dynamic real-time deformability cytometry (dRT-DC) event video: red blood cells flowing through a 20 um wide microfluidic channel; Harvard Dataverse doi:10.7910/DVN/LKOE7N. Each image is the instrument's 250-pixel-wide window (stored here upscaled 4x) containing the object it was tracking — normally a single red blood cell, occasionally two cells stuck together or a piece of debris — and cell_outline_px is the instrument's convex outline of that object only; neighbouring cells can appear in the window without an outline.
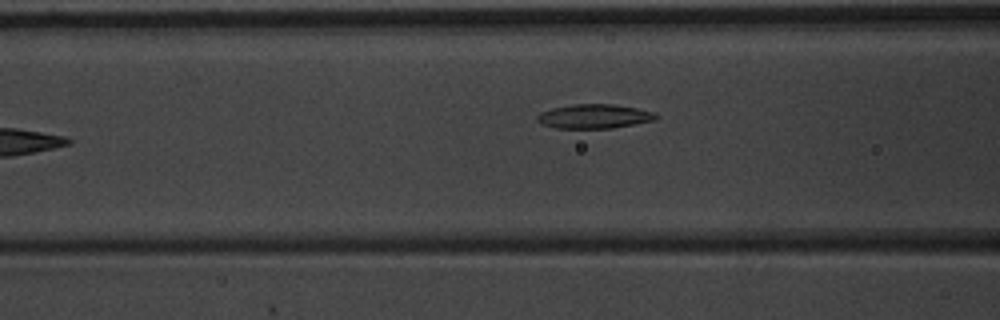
{"species": "common noctule bat (a hibernating species)", "species_latin": "Nyctalus noctula", "temperature_condition": "warm", "stored_images_in_passage": 8, "camera_frame_rate_fps": 3000, "um_per_image_px": 0.085, "animal": {"sex": "male", "body_mass_g": 20.1, "forearm_length_mm": 53.5}, "frame": {"image": 1, "passage_image": 7, "time_ms": 2.0, "image_size_px": [1000, 320], "cell_outline_px": [[660, 116], [656, 120], [612, 128], [556, 128], [544, 124], [536, 120], [536, 116], [540, 112], [552, 108], [572, 104], [616, 104], [656, 112]], "centroid_in_image_um": [50.55, 9.88], "position_along_channel_um": 116.1, "area_um2": 16.88}}
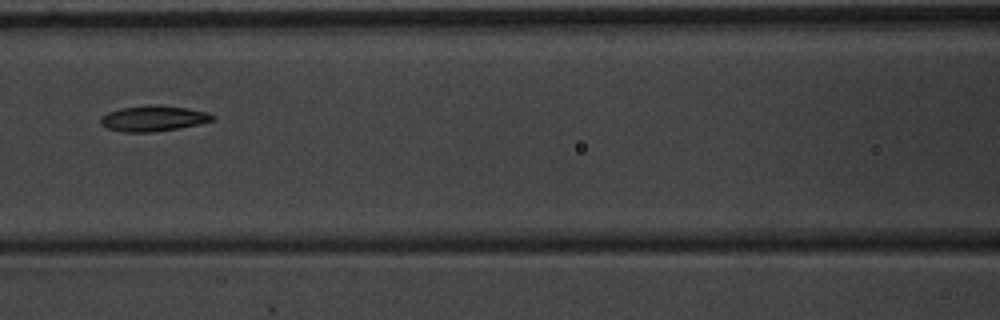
{"frame": {"image": 2, "passage_image": 8, "time_ms": 2.333, "image_size_px": [1000, 320], "cell_outline_px": [[216, 120], [200, 124], [180, 128], [152, 132], [120, 132], [104, 128], [100, 124], [100, 120], [108, 112], [120, 108], [148, 104], [152, 104], [188, 108], [208, 112], [216, 116]], "centroid_in_image_um": [13.06, 10.07], "position_along_channel_um": 153.5, "area_um2": 17.05}}